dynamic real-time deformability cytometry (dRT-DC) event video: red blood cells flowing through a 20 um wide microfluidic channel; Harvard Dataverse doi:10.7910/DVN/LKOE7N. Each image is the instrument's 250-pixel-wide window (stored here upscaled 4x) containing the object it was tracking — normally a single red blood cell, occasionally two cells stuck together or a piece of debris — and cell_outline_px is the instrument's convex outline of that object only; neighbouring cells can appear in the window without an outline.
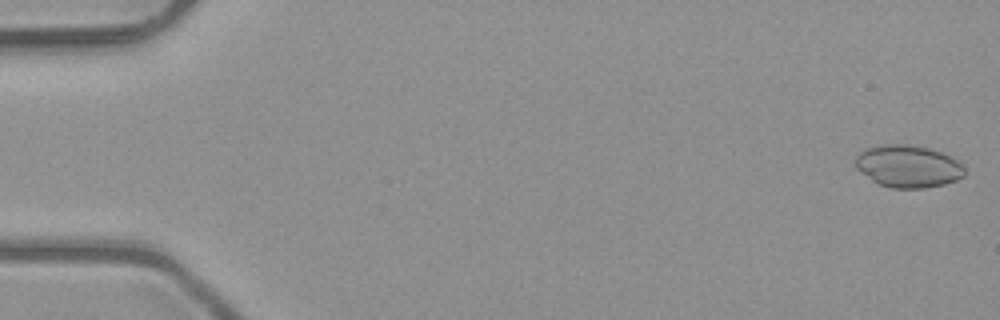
{"species": "common noctule bat (a hibernating species)", "species_latin": "Nyctalus noctula", "temperature_condition": "room temperature", "stored_images_in_passage": 49, "camera_frame_rate_fps": 3000, "um_per_image_px": 0.085, "animal": {"sex": "male", "body_mass_g": 23.1, "forearm_length_mm": 52.7}, "frame": {"image": 1, "passage_image": 1, "time_ms": 0.0, "image_size_px": [1000, 320], "cell_outline_px": [[964, 176], [956, 180], [944, 184], [924, 188], [892, 188], [880, 184], [872, 180], [856, 168], [856, 156], [864, 148], [884, 144], [908, 144], [928, 148], [940, 152], [964, 164]], "centroid_in_image_um": [77.18, 14.13], "position_along_channel_um": 7.8, "area_um2": 26.82}}
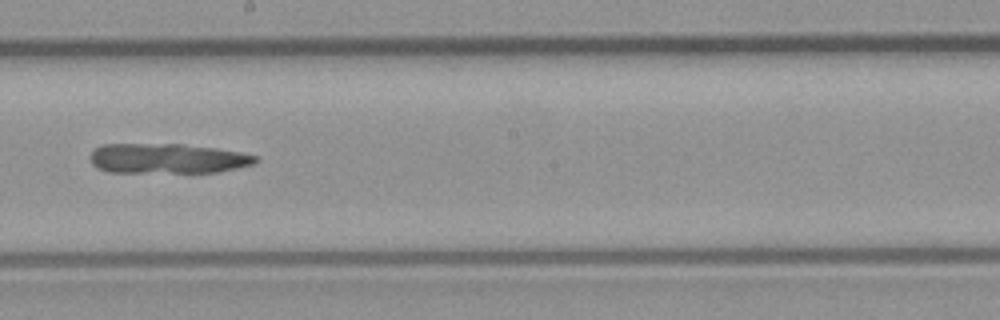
{"frame": {"image": 2, "passage_image": 29, "time_ms": 9.333, "image_size_px": [1000, 320], "cell_outline_px": [[256, 160], [252, 164], [236, 168], [216, 172], [108, 172], [96, 168], [92, 164], [88, 156], [96, 148], [104, 144], [184, 144], [216, 148], [240, 152], [256, 156]], "centroid_in_image_um": [14.17, 13.47], "position_along_channel_um": 234.0, "area_um2": 28.78}}
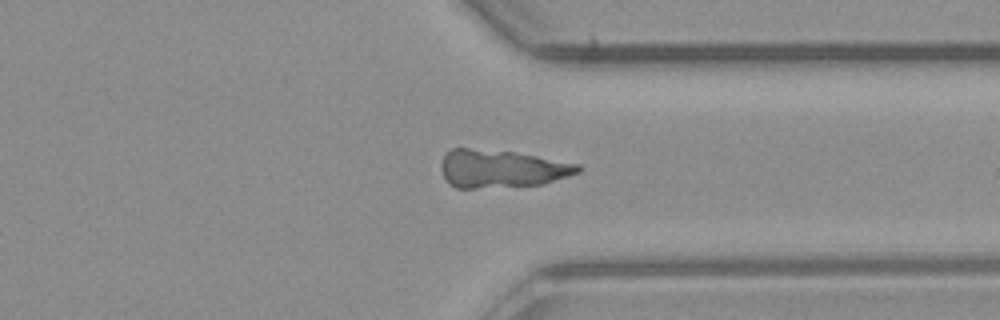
{"frame": {"image": 3, "passage_image": 39, "time_ms": 12.667, "image_size_px": [1000, 320], "cell_outline_px": [[580, 172], [544, 184], [476, 188], [456, 188], [440, 172], [440, 164], [444, 156], [452, 148], [468, 148], [512, 152], [536, 156], [580, 164]], "centroid_in_image_um": [42.62, 14.34], "position_along_channel_um": 368.8, "area_um2": 29.88}}